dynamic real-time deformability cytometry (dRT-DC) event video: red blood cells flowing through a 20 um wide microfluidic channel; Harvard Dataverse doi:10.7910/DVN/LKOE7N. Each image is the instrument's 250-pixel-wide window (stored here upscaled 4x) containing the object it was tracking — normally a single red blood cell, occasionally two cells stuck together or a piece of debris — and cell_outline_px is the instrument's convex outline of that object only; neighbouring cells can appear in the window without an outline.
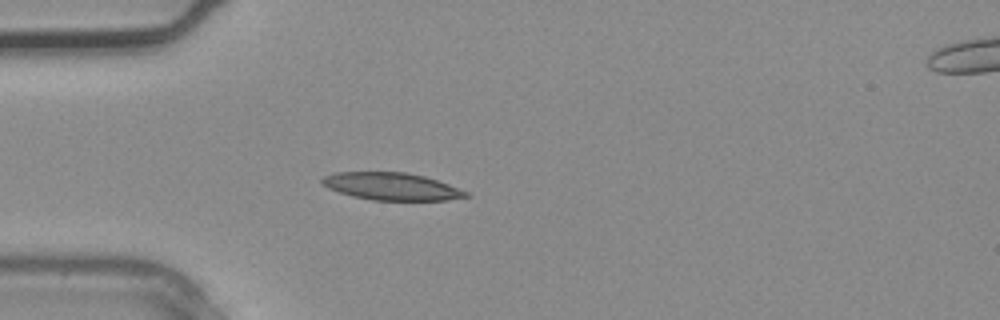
{"species": "common noctule bat (a hibernating species)", "species_latin": "Nyctalus noctula", "temperature_condition": "warm", "stored_images_in_passage": 2, "camera_frame_rate_fps": 3000, "um_per_image_px": 0.085, "animal": {"sex": "male", "body_mass_g": 20.4}, "frame": {"image": 1, "passage_image": 2, "time_ms": 0.333, "image_size_px": [1000, 320], "cell_outline_px": [[472, 196], [448, 200], [372, 200], [352, 196], [328, 188], [320, 184], [320, 180], [324, 176], [336, 172], [404, 172], [424, 176], [448, 184], [468, 192]], "centroid_in_image_um": [33.27, 15.84], "position_along_channel_um": 51.7, "area_um2": 22.95}}